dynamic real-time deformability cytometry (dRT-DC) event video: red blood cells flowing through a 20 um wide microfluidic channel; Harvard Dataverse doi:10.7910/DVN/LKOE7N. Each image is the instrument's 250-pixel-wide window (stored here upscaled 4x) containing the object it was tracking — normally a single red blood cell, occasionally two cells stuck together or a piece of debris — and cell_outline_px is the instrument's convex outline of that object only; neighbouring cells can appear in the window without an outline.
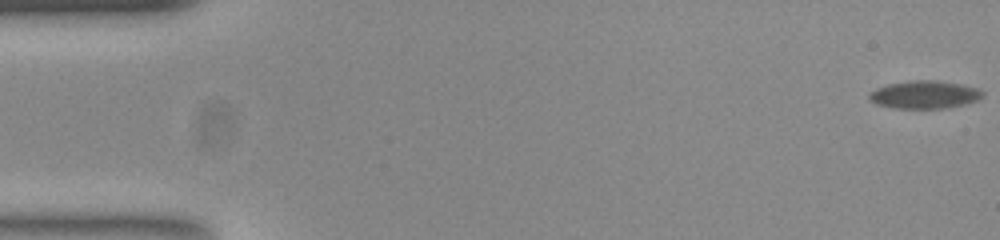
{"species": "common noctule bat (a hibernating species)", "species_latin": "Nyctalus noctula", "temperature_condition": "room temperature", "stored_images_in_passage": 57, "camera_frame_rate_fps": 3000, "um_per_image_px": 0.085, "animal": {"sex": "female", "body_mass_g": 23.0, "forearm_length_mm": 53.4}, "frame": {"image": 1, "passage_image": 1, "time_ms": 0.0, "image_size_px": [1000, 240], "cell_outline_px": [[984, 96], [976, 100], [964, 104], [948, 108], [892, 108], [876, 104], [868, 100], [868, 92], [876, 88], [888, 84], [912, 80], [936, 80], [960, 84], [976, 88], [984, 92]], "centroid_in_image_um": [78.54, 8.04], "position_along_channel_um": 6.5, "area_um2": 18.5}}
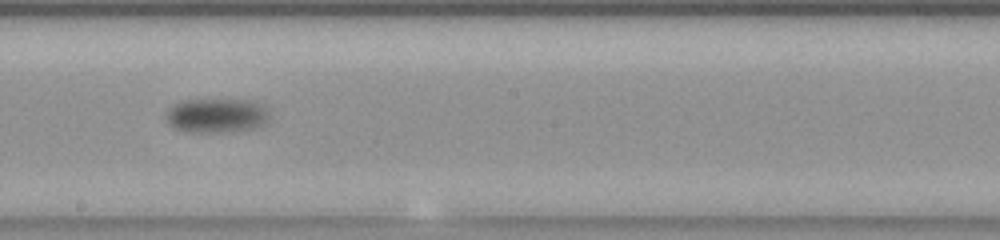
{"frame": {"image": 2, "passage_image": 32, "time_ms": 10.333, "image_size_px": [1000, 240], "cell_outline_px": [[268, 116], [264, 124], [248, 128], [208, 132], [192, 132], [172, 128], [168, 124], [164, 116], [168, 108], [172, 104], [180, 100], [256, 100], [264, 104], [268, 112]], "centroid_in_image_um": [18.33, 9.78], "position_along_channel_um": 229.9, "area_um2": 20.63}}
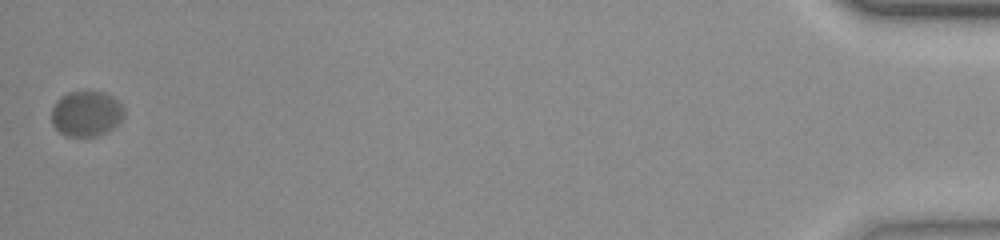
{"frame": {"image": 3, "passage_image": 57, "time_ms": 18.667, "image_size_px": [1000, 240], "cell_outline_px": [[124, 116], [112, 128], [96, 136], [64, 136], [52, 124], [52, 108], [56, 100], [60, 96], [68, 92], [104, 92], [112, 96], [124, 108]], "centroid_in_image_um": [7.31, 9.65], "position_along_channel_um": 427.9, "area_um2": 19.07}, "authors_computed_cell_mechanics": {"area_um2": 19.5364, "velocity_mm_per_s": 3.5956, "shape_relaxation_time_tau1_ms": 6.2026, "shape_relaxation_time_tau2_ms": null, "deformation_change_tau1": 0.134, "deformation_change_tau2": null}}